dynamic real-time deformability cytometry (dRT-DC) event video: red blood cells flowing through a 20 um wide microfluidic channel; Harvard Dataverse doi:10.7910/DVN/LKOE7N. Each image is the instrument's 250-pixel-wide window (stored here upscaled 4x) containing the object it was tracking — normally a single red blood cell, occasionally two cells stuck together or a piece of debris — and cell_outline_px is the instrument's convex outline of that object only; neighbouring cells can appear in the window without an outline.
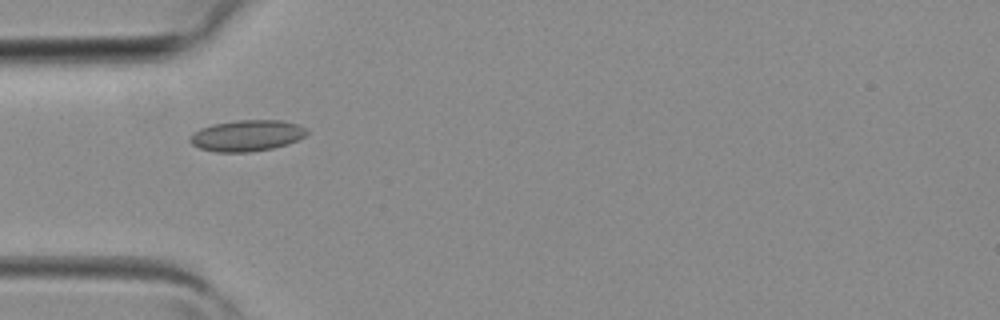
{"species": "common noctule bat (a hibernating species)", "species_latin": "Nyctalus noctula", "temperature_condition": "room temperature", "stored_images_in_passage": 1, "camera_frame_rate_fps": 3000, "um_per_image_px": 0.085, "animal": {"sex": "female", "body_mass_g": 19.3, "forearm_length_mm": 54.1}, "frame": {"image": 1, "passage_image": 1, "time_ms": 0.0, "image_size_px": [1000, 320], "cell_outline_px": [[308, 132], [304, 136], [288, 144], [272, 148], [248, 152], [216, 152], [200, 148], [192, 144], [188, 140], [200, 128], [212, 124], [236, 120], [280, 120], [296, 124], [304, 128]], "centroid_in_image_um": [20.97, 11.52], "position_along_channel_um": 64.0, "area_um2": 20.98}}